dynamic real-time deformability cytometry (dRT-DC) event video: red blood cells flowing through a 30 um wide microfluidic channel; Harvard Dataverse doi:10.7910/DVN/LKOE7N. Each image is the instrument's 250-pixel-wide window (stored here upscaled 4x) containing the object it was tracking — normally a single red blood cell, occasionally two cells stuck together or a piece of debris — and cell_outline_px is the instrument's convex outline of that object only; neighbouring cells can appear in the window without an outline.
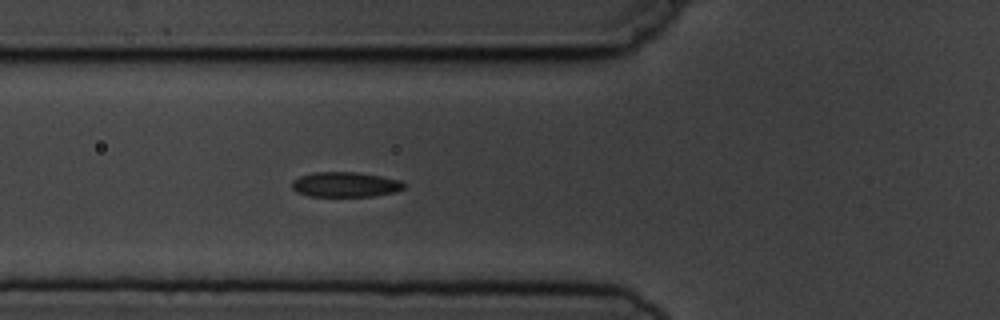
{"species": "common noctule bat (a hibernating species)", "species_latin": "Nyctalus noctula", "temperature_condition": "cold", "stored_images_in_passage": 6, "camera_frame_rate_fps": 3000, "um_per_image_px": 0.085, "animal": {"sex": "male", "body_mass_g": 19.5, "forearm_length_mm": 54.6}, "frame": {"image": 1, "passage_image": 6, "time_ms": 6.667, "image_size_px": [1000, 320], "cell_outline_px": [[404, 188], [396, 192], [372, 196], [308, 196], [296, 192], [292, 188], [292, 180], [300, 176], [312, 172], [356, 172], [380, 176], [400, 180], [404, 184]], "centroid_in_image_um": [29.32, 15.68], "position_along_channel_um": 96.5, "area_um2": 16.36}}